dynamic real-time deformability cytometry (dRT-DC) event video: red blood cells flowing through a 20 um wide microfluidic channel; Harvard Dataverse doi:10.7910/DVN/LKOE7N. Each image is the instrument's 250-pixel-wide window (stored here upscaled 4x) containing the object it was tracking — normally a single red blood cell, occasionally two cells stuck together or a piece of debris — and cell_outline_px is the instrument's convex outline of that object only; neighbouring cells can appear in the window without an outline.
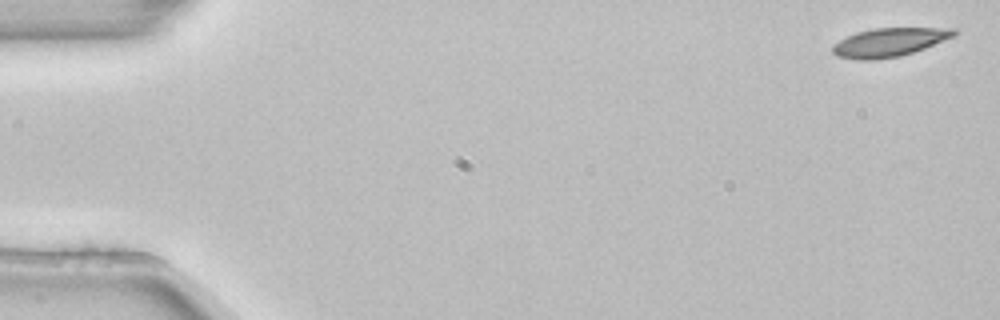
{"species": "common noctule bat (a hibernating species)", "species_latin": "Nyctalus noctula", "temperature_condition": "room temperature", "stored_images_in_passage": 5, "segment_of_instrument_passage": [1, 2], "camera_frame_rate_fps": 3000, "um_per_image_px": 0.085, "animal": {"sex": "female", "body_mass_g": 22.7, "forearm_length_mm": 54.2}, "frame": {"image": 1, "passage_image": 1, "time_ms": 0.0, "image_size_px": [1000, 320], "cell_outline_px": [[960, 32], [956, 36], [924, 48], [900, 56], [872, 60], [856, 60], [836, 56], [832, 52], [832, 44], [856, 32], [872, 28], [956, 28]], "centroid_in_image_um": [75.6, 3.59], "position_along_channel_um": 9.4, "area_um2": 20.4}}
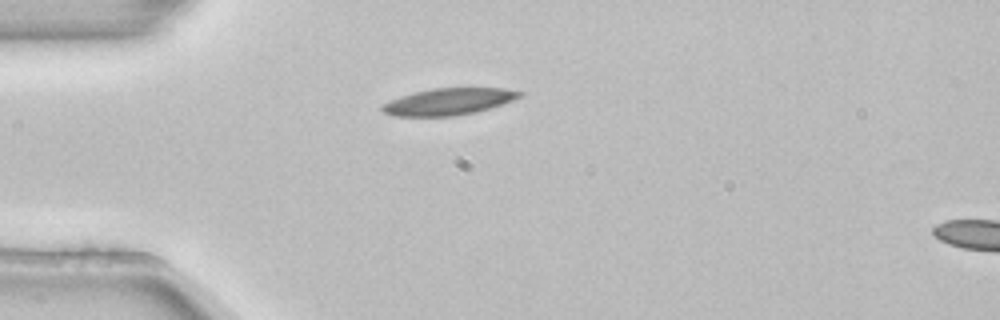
{"frame": {"image": 2, "passage_image": 4, "time_ms": 1.0, "image_size_px": [1000, 320], "cell_outline_px": [[524, 92], [520, 96], [512, 100], [476, 112], [456, 116], [392, 116], [380, 112], [380, 104], [388, 100], [400, 96], [432, 88], [504, 88]], "centroid_in_image_um": [38.03, 8.64], "position_along_channel_um": 47.0, "area_um2": 21.5}}